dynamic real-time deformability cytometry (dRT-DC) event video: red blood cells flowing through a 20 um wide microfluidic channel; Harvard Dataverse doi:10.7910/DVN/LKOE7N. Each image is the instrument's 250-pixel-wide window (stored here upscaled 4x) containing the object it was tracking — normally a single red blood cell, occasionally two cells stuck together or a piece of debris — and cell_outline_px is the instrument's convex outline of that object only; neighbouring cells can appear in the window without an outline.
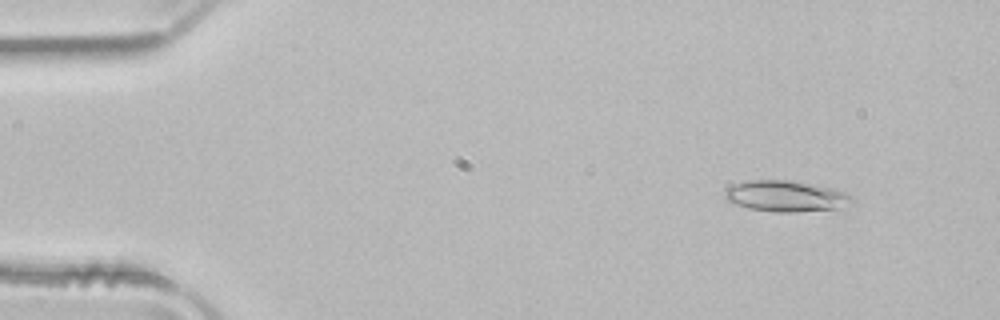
{"species": "common noctule bat (a hibernating species)", "species_latin": "Nyctalus noctula", "temperature_condition": "room temperature", "stored_images_in_passage": 51, "camera_frame_rate_fps": 3000, "um_per_image_px": 0.085, "animal": {"sex": "male", "body_mass_g": 21.5, "forearm_length_mm": 52.0}, "frame": {"image": 1, "passage_image": 5, "time_ms": 1.333, "image_size_px": [1000, 320], "cell_outline_px": [[856, 200], [840, 208], [796, 212], [776, 212], [752, 208], [736, 204], [728, 200], [724, 196], [724, 192], [728, 188], [736, 184], [748, 180], [788, 180], [832, 188], [844, 192], [852, 196]], "centroid_in_image_um": [66.83, 16.67], "position_along_channel_um": 18.2, "area_um2": 22.66}}
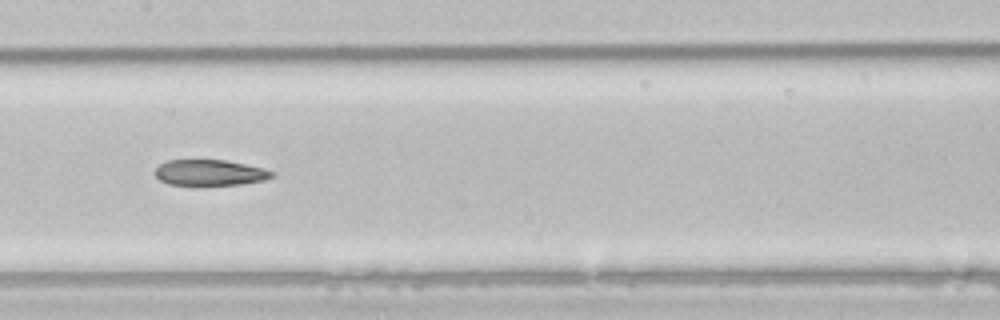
{"frame": {"image": 2, "passage_image": 25, "time_ms": 8.0, "image_size_px": [1000, 320], "cell_outline_px": [[276, 176], [264, 180], [240, 184], [168, 184], [160, 180], [156, 176], [156, 168], [160, 164], [168, 160], [224, 160], [264, 168], [276, 172]], "centroid_in_image_um": [17.88, 14.66], "position_along_channel_um": 189.5, "area_um2": 17.34}}
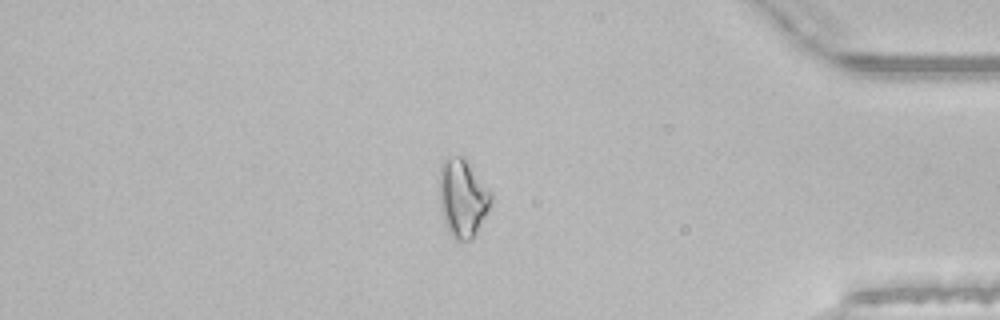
{"frame": {"image": 3, "passage_image": 43, "time_ms": 14.0, "image_size_px": [1000, 320], "cell_outline_px": [[492, 200], [488, 212], [472, 240], [456, 240], [448, 232], [440, 208], [440, 168], [444, 160], [448, 156], [464, 156], [468, 160], [492, 192]], "centroid_in_image_um": [39.35, 16.81], "position_along_channel_um": 395.9, "area_um2": 23.76}, "authors_computed_cell_mechanics": {"area_um2": 20.7502, "velocity_mm_per_s": 3.9799, "shape_relaxation_time_tau1_ms": null, "shape_relaxation_time_tau2_ms": 4.858, "deformation_change_tau1": null, "deformation_change_tau2": 0.1344}}